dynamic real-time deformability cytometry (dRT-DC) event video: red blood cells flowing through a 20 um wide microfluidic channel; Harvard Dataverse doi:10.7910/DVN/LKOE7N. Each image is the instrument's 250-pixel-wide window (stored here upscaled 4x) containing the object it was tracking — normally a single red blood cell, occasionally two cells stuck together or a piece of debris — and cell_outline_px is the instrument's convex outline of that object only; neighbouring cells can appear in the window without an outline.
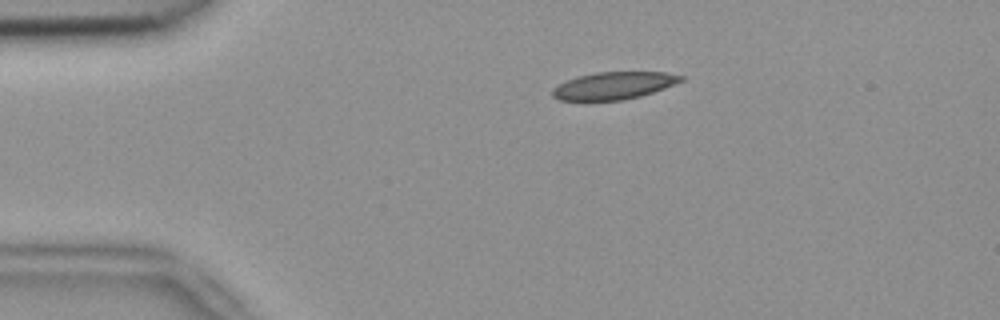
{"species": "common noctule bat (a hibernating species)", "species_latin": "Nyctalus noctula", "temperature_condition": "room temperature", "stored_images_in_passage": 45, "camera_frame_rate_fps": 3000, "um_per_image_px": 0.085, "animal": {"sex": "female", "body_mass_g": 18.4}, "frame": {"image": 1, "passage_image": 3, "time_ms": 0.667, "image_size_px": [1000, 320], "cell_outline_px": [[684, 80], [664, 88], [640, 96], [624, 100], [560, 100], [552, 96], [552, 88], [568, 80], [580, 76], [596, 72], [664, 72], [684, 76]], "centroid_in_image_um": [52.18, 7.28], "position_along_channel_um": 32.8, "area_um2": 20.23}}
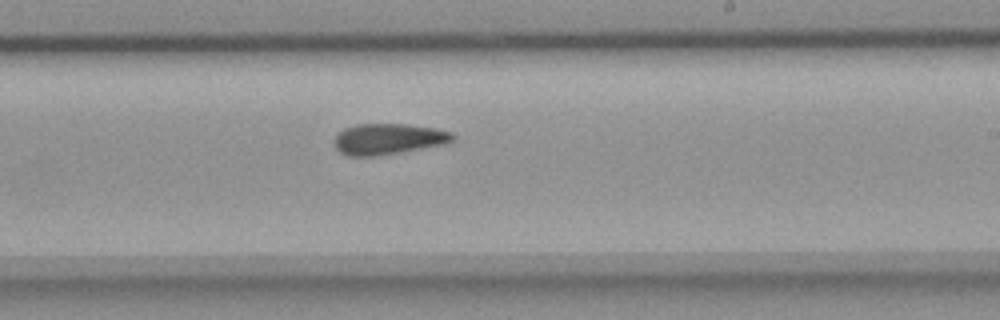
{"frame": {"image": 2, "passage_image": 24, "time_ms": 7.667, "image_size_px": [1000, 320], "cell_outline_px": [[456, 136], [452, 140], [444, 144], [400, 152], [376, 156], [348, 156], [340, 152], [336, 148], [332, 140], [344, 128], [356, 124], [404, 124], [436, 128], [452, 132]], "centroid_in_image_um": [32.98, 11.81], "position_along_channel_um": 256.0, "area_um2": 21.33}}
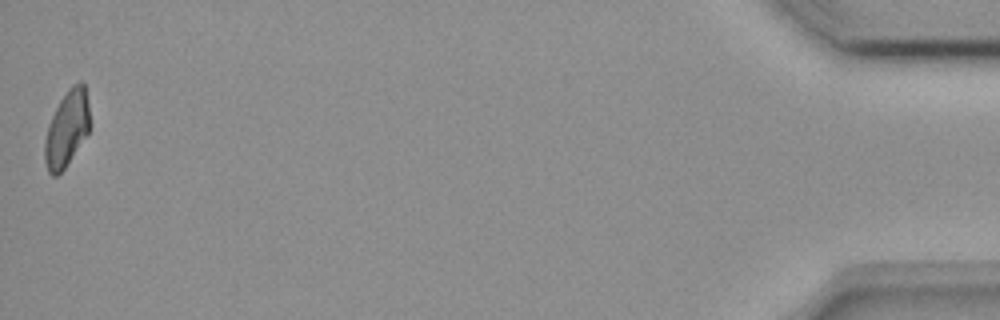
{"frame": {"image": 3, "passage_image": 45, "time_ms": 14.667, "image_size_px": [1000, 320], "cell_outline_px": [[88, 132], [64, 168], [56, 176], [52, 176], [48, 172], [44, 160], [44, 144], [48, 124], [60, 100], [68, 88], [72, 84], [80, 80], [84, 84], [88, 104]], "centroid_in_image_um": [5.65, 10.92], "position_along_channel_um": 429.6, "area_um2": 19.54}, "authors_computed_cell_mechanics": {"area_um2": 21.3282, "velocity_mm_per_s": 3.8327, "shape_relaxation_time_tau1_ms": null, "shape_relaxation_time_tau2_ms": 7.6537, "deformation_change_tau1": null, "deformation_change_tau2": 0.1596}}